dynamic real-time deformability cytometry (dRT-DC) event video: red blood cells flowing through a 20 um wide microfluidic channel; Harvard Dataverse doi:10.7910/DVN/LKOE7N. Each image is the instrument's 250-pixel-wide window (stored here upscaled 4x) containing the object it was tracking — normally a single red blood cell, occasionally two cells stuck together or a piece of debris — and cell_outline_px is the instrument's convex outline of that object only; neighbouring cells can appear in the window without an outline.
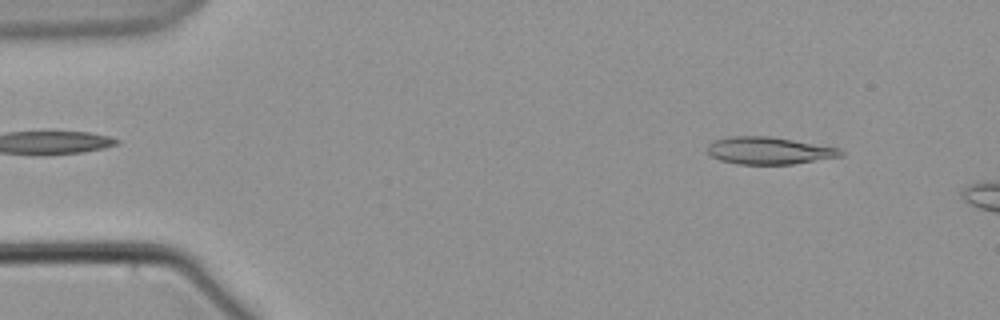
{"species": "common noctule bat (a hibernating species)", "species_latin": "Nyctalus noctula", "temperature_condition": "warm", "stored_images_in_passage": 3, "camera_frame_rate_fps": 3000, "um_per_image_px": 0.085, "animal": {"sex": "male", "body_mass_g": 21.5, "forearm_length_mm": 52.0}, "frame": {"image": 1, "passage_image": 1, "time_ms": 0.0, "image_size_px": [1000, 320], "cell_outline_px": [[844, 156], [792, 164], [736, 164], [720, 160], [712, 156], [708, 152], [708, 144], [712, 140], [732, 136], [768, 136], [840, 148], [844, 152]], "centroid_in_image_um": [65.37, 12.8], "position_along_channel_um": 19.6, "area_um2": 21.15}}